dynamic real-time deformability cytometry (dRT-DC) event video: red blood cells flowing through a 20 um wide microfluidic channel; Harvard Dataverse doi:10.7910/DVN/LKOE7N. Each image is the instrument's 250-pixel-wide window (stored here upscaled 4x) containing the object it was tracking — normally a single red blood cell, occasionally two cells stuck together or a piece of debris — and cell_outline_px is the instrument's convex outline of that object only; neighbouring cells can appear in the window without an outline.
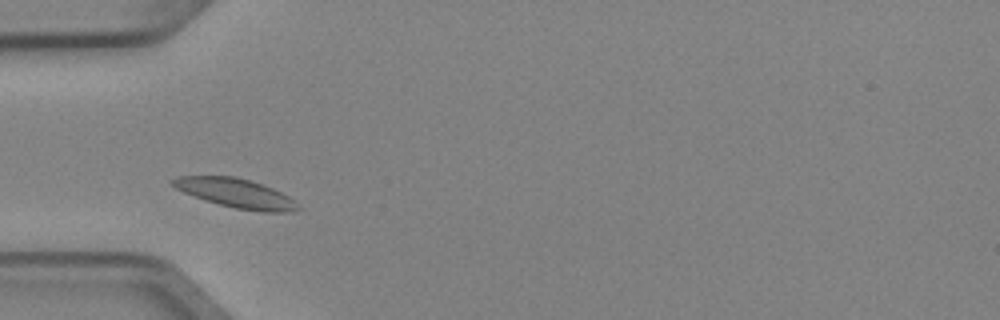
{"species": "Egyptian fruit bat (a non-hibernating species)", "species_latin": "Rousettus aegyptiacus", "temperature_condition": "cold", "stored_images_in_passage": 2, "camera_frame_rate_fps": 3000, "um_per_image_px": 0.085, "animal": {"sex": "female"}, "frame": {"image": 1, "passage_image": 1, "time_ms": 0.0, "image_size_px": [1000, 320], "cell_outline_px": [[300, 208], [292, 212], [264, 212], [236, 208], [204, 200], [184, 192], [176, 188], [168, 180], [176, 176], [236, 176], [264, 184], [296, 200], [300, 204]], "centroid_in_image_um": [20.07, 16.41], "position_along_channel_um": 64.9, "area_um2": 21.39}}
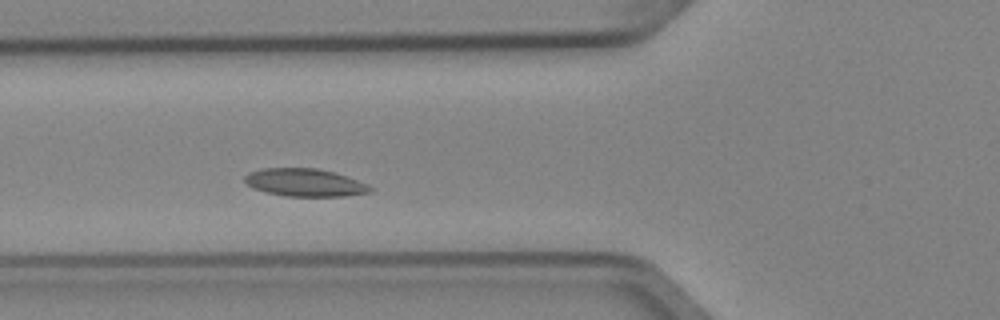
{"frame": {"image": 2, "passage_image": 2, "time_ms": 0.333, "image_size_px": [1000, 320], "cell_outline_px": [[376, 188], [372, 192], [348, 196], [284, 196], [252, 188], [244, 180], [244, 176], [248, 172], [260, 168], [316, 168], [336, 172], [368, 184]], "centroid_in_image_um": [25.95, 15.51], "position_along_channel_um": 99.8, "area_um2": 20.58}}